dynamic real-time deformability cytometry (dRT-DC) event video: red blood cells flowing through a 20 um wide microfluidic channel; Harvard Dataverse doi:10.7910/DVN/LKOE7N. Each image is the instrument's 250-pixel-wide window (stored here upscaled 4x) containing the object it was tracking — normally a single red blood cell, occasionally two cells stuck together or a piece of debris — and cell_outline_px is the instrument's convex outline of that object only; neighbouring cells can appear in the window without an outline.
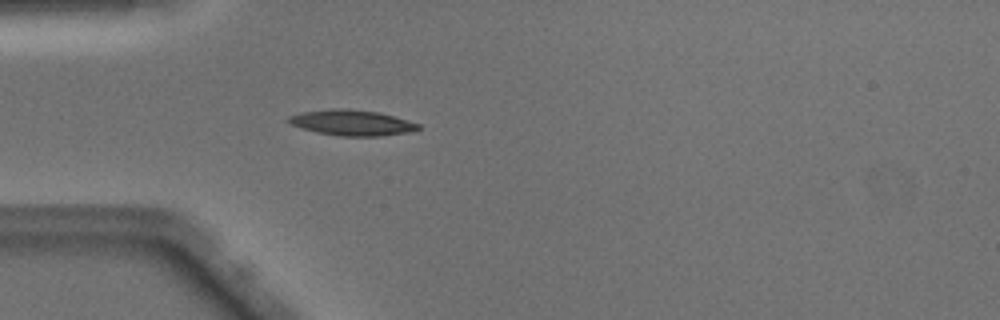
{"species": "Egyptian fruit bat (a non-hibernating species)", "species_latin": "Rousettus aegyptiacus", "temperature_condition": "warm", "stored_images_in_passage": 36, "camera_frame_rate_fps": 3000, "um_per_image_px": 0.085, "animal": {"sex": "male"}, "frame": {"image": 1, "passage_image": 1, "time_ms": 0.0, "image_size_px": [1000, 320], "cell_outline_px": [[420, 128], [408, 132], [380, 136], [340, 136], [316, 132], [300, 128], [284, 120], [288, 116], [300, 112], [332, 108], [348, 108], [380, 112], [408, 120], [420, 124]], "centroid_in_image_um": [29.86, 10.42], "position_along_channel_um": 55.1, "area_um2": 19.59}}
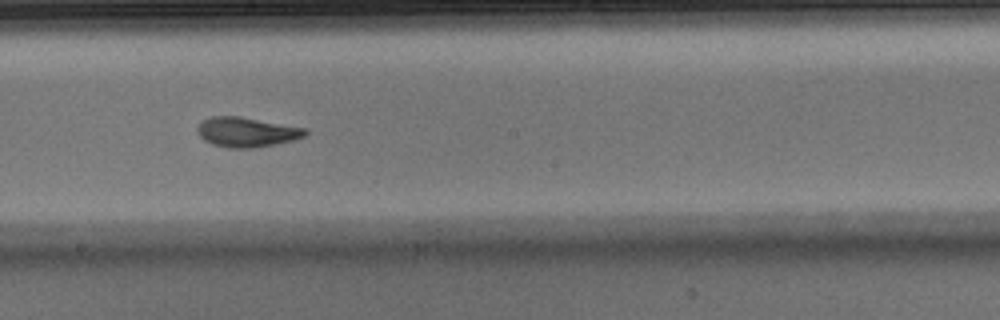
{"frame": {"image": 2, "passage_image": 14, "time_ms": 4.333, "image_size_px": [1000, 320], "cell_outline_px": [[308, 132], [304, 136], [292, 140], [252, 148], [228, 148], [212, 144], [204, 140], [200, 136], [200, 124], [204, 120], [212, 116], [240, 116], [308, 128]], "centroid_in_image_um": [21.01, 11.22], "position_along_channel_um": 227.2, "area_um2": 18.44}}
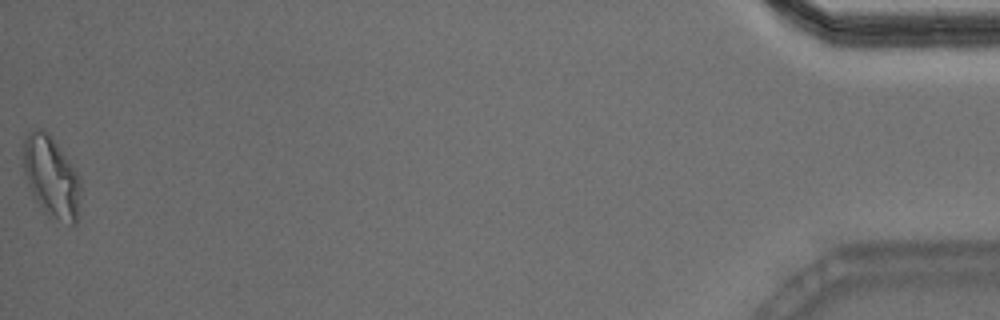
{"frame": {"image": 3, "passage_image": 36, "time_ms": 11.667, "image_size_px": [1000, 320], "cell_outline_px": [[80, 192], [76, 224], [72, 224], [48, 216], [44, 212], [36, 200], [28, 184], [24, 172], [24, 140], [28, 132], [36, 128], [44, 128], [48, 132], [72, 164], [80, 180]], "centroid_in_image_um": [4.36, 15.01], "position_along_channel_um": 430.8, "area_um2": 26.76}, "authors_computed_cell_mechanics": {"area_um2": 18.8717, "velocity_mm_per_s": 4.0897, "shape_relaxation_time_tau1_ms": 4.6144, "shape_relaxation_time_tau2_ms": 1.9427, "deformation_change_tau1": 0.184, "deformation_change_tau2": 0.0914}}